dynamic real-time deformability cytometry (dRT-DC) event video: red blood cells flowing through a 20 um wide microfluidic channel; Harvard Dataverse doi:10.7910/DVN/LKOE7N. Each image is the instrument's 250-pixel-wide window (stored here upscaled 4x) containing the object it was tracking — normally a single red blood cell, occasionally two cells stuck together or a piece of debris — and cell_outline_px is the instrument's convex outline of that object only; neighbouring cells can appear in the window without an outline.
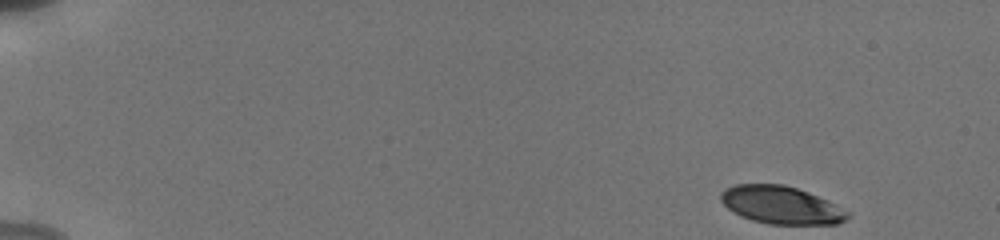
{"species": "human", "species_latin": "Homo sapiens", "temperature_condition": "cold", "stored_images_in_passage": 35, "camera_frame_rate_fps": 3000, "um_per_image_px": 0.085, "donor": {"sex": "male"}, "frame": {"image": 1, "passage_image": 1, "time_ms": 0.0, "image_size_px": [1000, 240], "cell_outline_px": [[852, 216], [848, 220], [836, 224], [768, 224], [752, 220], [740, 216], [728, 208], [720, 200], [720, 192], [724, 188], [736, 184], [784, 184], [808, 192], [828, 200], [852, 212]], "centroid_in_image_um": [66.44, 17.43], "position_along_channel_um": 18.6, "area_um2": 28.26}}
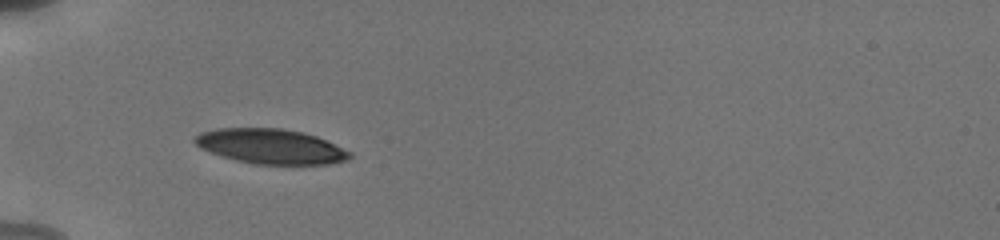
{"frame": {"image": 2, "passage_image": 22, "time_ms": 4.667, "image_size_px": [1000, 240], "cell_outline_px": [[352, 156], [348, 160], [332, 164], [256, 164], [236, 160], [208, 152], [200, 148], [192, 140], [200, 132], [216, 128], [280, 128], [304, 132], [316, 136], [352, 152]], "centroid_in_image_um": [23.01, 12.44], "position_along_channel_um": 62.0, "area_um2": 31.62}}
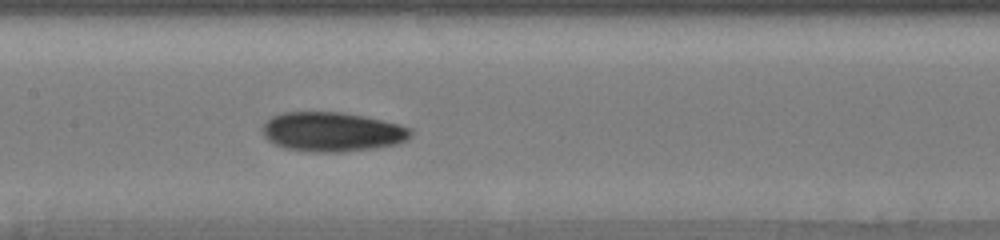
{"frame": {"image": 3, "passage_image": 35, "time_ms": 8.0, "image_size_px": [1000, 240], "cell_outline_px": [[412, 136], [408, 140], [396, 144], [376, 148], [344, 152], [312, 152], [284, 148], [268, 140], [264, 136], [264, 124], [272, 116], [284, 112], [340, 112], [364, 116], [400, 124], [412, 128]], "centroid_in_image_um": [28.29, 11.21], "position_along_channel_um": 179.1, "area_um2": 34.16}}